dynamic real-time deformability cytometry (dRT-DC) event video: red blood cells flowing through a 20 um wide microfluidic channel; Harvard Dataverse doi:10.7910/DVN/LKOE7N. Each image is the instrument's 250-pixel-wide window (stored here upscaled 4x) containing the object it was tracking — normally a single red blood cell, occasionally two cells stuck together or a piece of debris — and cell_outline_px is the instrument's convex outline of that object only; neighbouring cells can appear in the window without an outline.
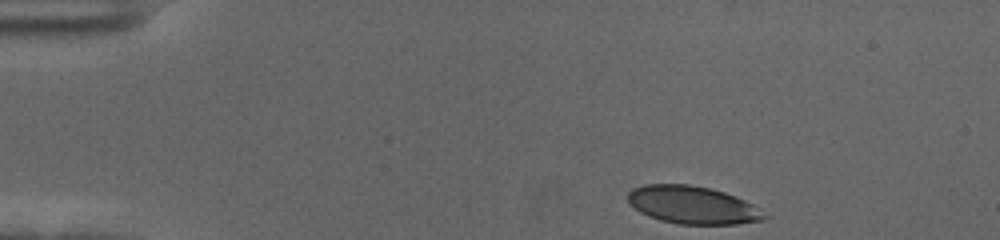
{"species": "human", "species_latin": "Homo sapiens", "temperature_condition": "cold", "stored_images_in_passage": 43, "camera_frame_rate_fps": 3000, "um_per_image_px": 0.085, "donor": {"sex": "female"}, "frame": {"image": 1, "passage_image": 1, "time_ms": 0.0, "image_size_px": [1000, 240], "cell_outline_px": [[768, 216], [764, 220], [736, 224], [680, 224], [660, 220], [648, 216], [640, 212], [628, 200], [628, 192], [632, 188], [644, 184], [688, 184], [712, 188], [736, 196], [752, 204]], "centroid_in_image_um": [58.87, 17.42], "position_along_channel_um": 26.1, "area_um2": 30.0}}
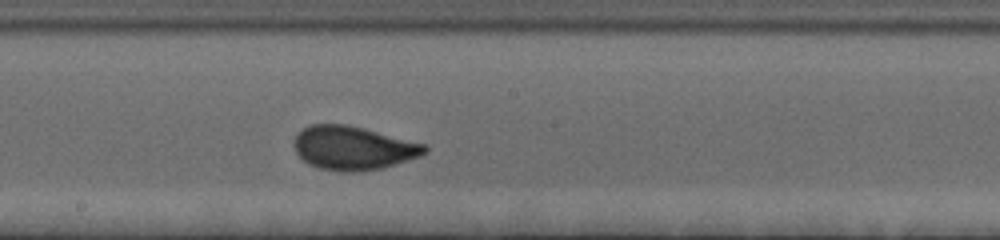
{"frame": {"image": 2, "passage_image": 24, "time_ms": 7.667, "image_size_px": [1000, 240], "cell_outline_px": [[428, 152], [420, 156], [384, 168], [360, 172], [340, 172], [316, 168], [308, 164], [296, 152], [292, 144], [296, 132], [312, 124], [348, 124], [428, 144]], "centroid_in_image_um": [30.03, 12.59], "position_along_channel_um": 218.2, "area_um2": 33.93}}
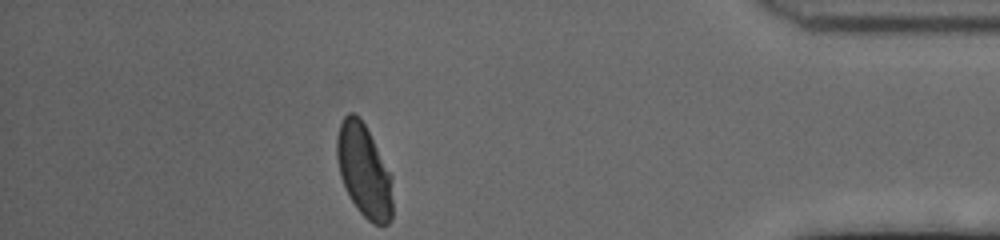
{"frame": {"image": 3, "passage_image": 43, "time_ms": 14.0, "image_size_px": [1000, 240], "cell_outline_px": [[392, 220], [388, 224], [372, 224], [356, 208], [340, 176], [336, 156], [336, 136], [340, 124], [344, 116], [348, 112], [352, 112], [360, 116], [392, 176]], "centroid_in_image_um": [30.93, 14.5], "position_along_channel_um": 404.3, "area_um2": 30.17}, "authors_computed_cell_mechanics": {"area_um2": 31.79, "velocity_mm_per_s": 3.5392, "shape_relaxation_time_tau1_ms": 4.4432, "shape_relaxation_time_tau2_ms": null, "deformation_change_tau1": 0.1496, "deformation_change_tau2": null}}